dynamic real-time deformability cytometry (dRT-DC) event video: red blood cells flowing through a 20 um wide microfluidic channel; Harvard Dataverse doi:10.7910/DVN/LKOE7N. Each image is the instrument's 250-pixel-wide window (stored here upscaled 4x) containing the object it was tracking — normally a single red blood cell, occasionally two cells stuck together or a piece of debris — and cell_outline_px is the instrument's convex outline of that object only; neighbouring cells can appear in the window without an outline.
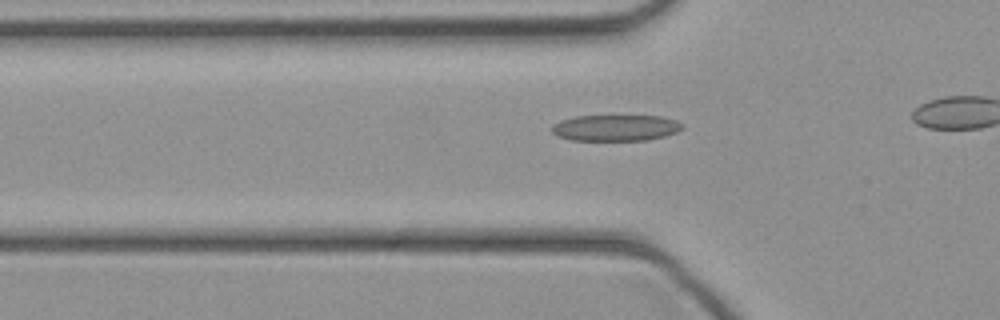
{"species": "common noctule bat (a hibernating species)", "species_latin": "Nyctalus noctula", "temperature_condition": "cold", "stored_images_in_passage": 29, "camera_frame_rate_fps": 3000, "um_per_image_px": 0.085, "animal": {"sex": "female", "body_mass_g": 21.9}, "frame": {"image": 1, "passage_image": 8, "time_ms": 2.333, "image_size_px": [1000, 320], "cell_outline_px": [[684, 128], [676, 132], [664, 136], [648, 140], [572, 140], [556, 136], [552, 132], [552, 124], [560, 120], [576, 116], [660, 116], [676, 120], [684, 124]], "centroid_in_image_um": [52.32, 10.86], "position_along_channel_um": 73.5, "area_um2": 20.0}}
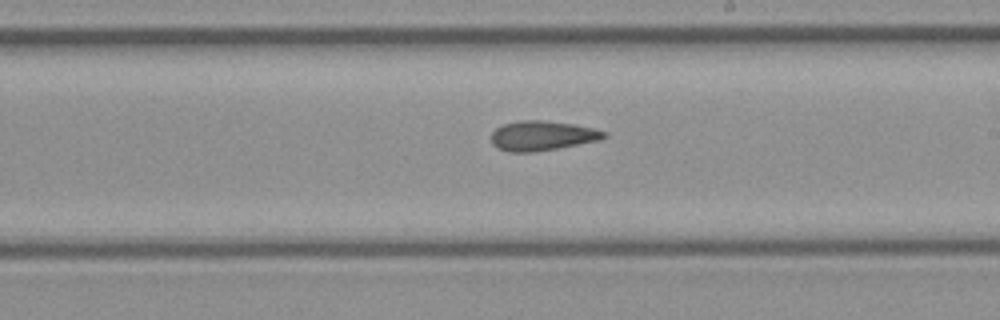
{"frame": {"image": 2, "passage_image": 19, "time_ms": 6.0, "image_size_px": [1000, 320], "cell_outline_px": [[608, 136], [600, 140], [560, 148], [532, 152], [508, 152], [492, 144], [492, 132], [496, 128], [504, 124], [520, 120], [540, 120], [572, 124], [592, 128], [608, 132]], "centroid_in_image_um": [46.11, 11.54], "position_along_channel_um": 242.9, "area_um2": 19.48}}
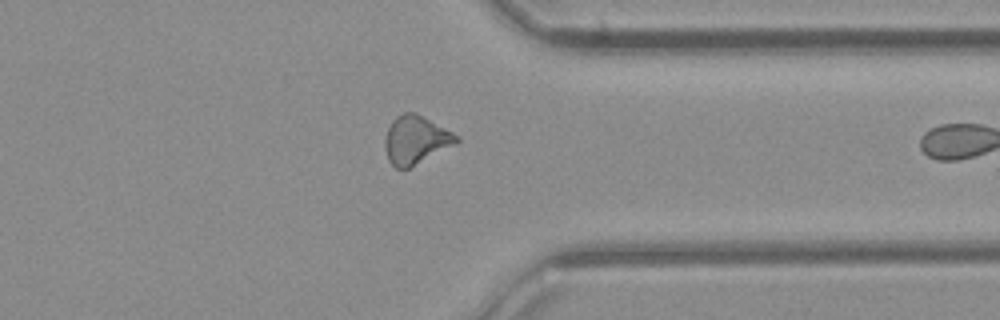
{"frame": {"image": 3, "passage_image": 28, "time_ms": 9.0, "image_size_px": [1000, 320], "cell_outline_px": [[460, 140], [456, 144], [408, 168], [396, 168], [388, 160], [384, 144], [384, 140], [388, 128], [392, 120], [396, 116], [404, 112], [416, 112], [460, 136]], "centroid_in_image_um": [35.34, 11.87], "position_along_channel_um": 376.1, "area_um2": 20.06}}